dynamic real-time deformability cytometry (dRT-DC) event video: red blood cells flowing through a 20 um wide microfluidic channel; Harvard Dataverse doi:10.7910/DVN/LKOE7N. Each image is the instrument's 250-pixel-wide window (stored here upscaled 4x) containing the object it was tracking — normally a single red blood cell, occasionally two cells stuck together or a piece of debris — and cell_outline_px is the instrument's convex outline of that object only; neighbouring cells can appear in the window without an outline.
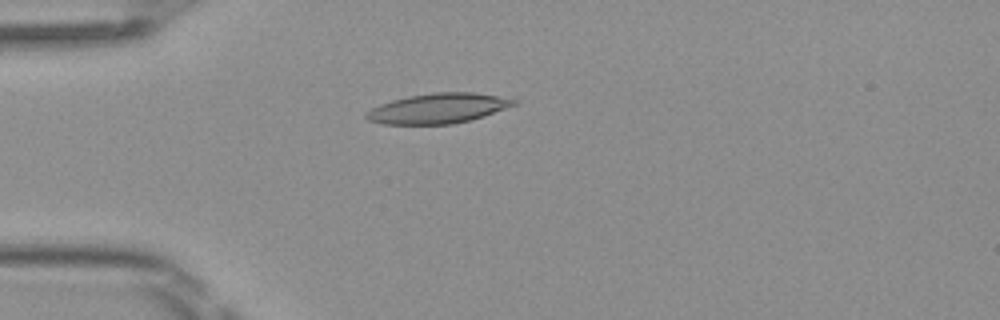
{"species": "Egyptian fruit bat (a non-hibernating species)", "species_latin": "Rousettus aegyptiacus", "temperature_condition": "room temperature", "stored_images_in_passage": 49, "camera_frame_rate_fps": 3000, "um_per_image_px": 0.085, "frame": {"image": 1, "passage_image": 13, "time_ms": 4.0, "image_size_px": [1000, 320], "cell_outline_px": [[520, 104], [484, 116], [452, 124], [380, 124], [368, 120], [364, 116], [364, 112], [380, 104], [392, 100], [408, 96], [432, 92], [472, 92], [520, 100]], "centroid_in_image_um": [37.25, 9.21], "position_along_channel_um": 47.8, "area_um2": 26.01}}
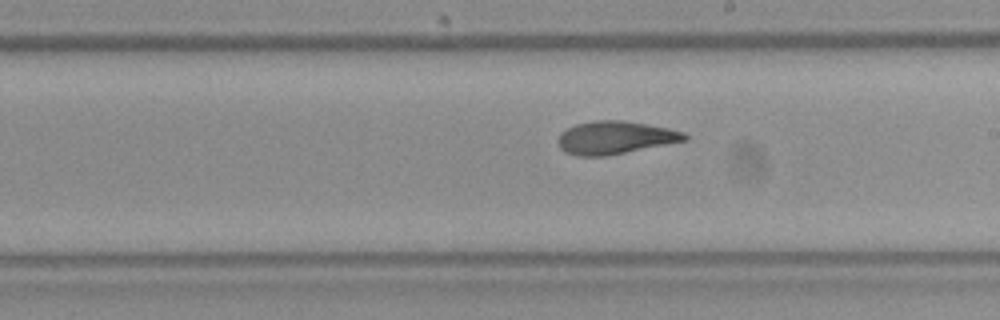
{"frame": {"image": 2, "passage_image": 28, "time_ms": 9.0, "image_size_px": [1000, 320], "cell_outline_px": [[688, 140], [604, 156], [576, 156], [564, 152], [560, 148], [556, 140], [560, 132], [576, 124], [596, 120], [624, 120], [668, 128], [684, 132], [688, 136]], "centroid_in_image_um": [52.24, 11.69], "position_along_channel_um": 236.8, "area_um2": 24.28}}
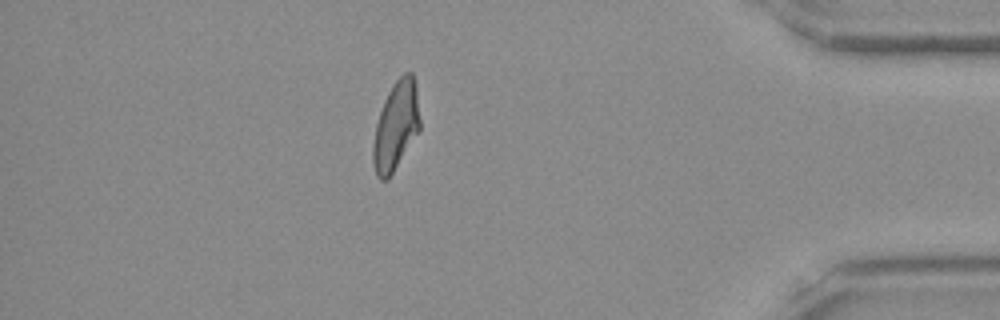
{"frame": {"image": 3, "passage_image": 43, "time_ms": 14.0, "image_size_px": [1000, 320], "cell_outline_px": [[420, 132], [388, 180], [380, 180], [376, 176], [372, 160], [372, 144], [376, 124], [384, 100], [392, 84], [404, 72], [412, 72], [416, 88], [420, 120]], "centroid_in_image_um": [33.65, 10.74], "position_along_channel_um": 401.5, "area_um2": 24.57}, "authors_computed_cell_mechanics": {"area_um2": 24.5072, "velocity_mm_per_s": 4.0879, "shape_relaxation_time_tau1_ms": 8.9442, "shape_relaxation_time_tau2_ms": 2.0391, "deformation_change_tau1": 0.2518, "deformation_change_tau2": 0.0932}}